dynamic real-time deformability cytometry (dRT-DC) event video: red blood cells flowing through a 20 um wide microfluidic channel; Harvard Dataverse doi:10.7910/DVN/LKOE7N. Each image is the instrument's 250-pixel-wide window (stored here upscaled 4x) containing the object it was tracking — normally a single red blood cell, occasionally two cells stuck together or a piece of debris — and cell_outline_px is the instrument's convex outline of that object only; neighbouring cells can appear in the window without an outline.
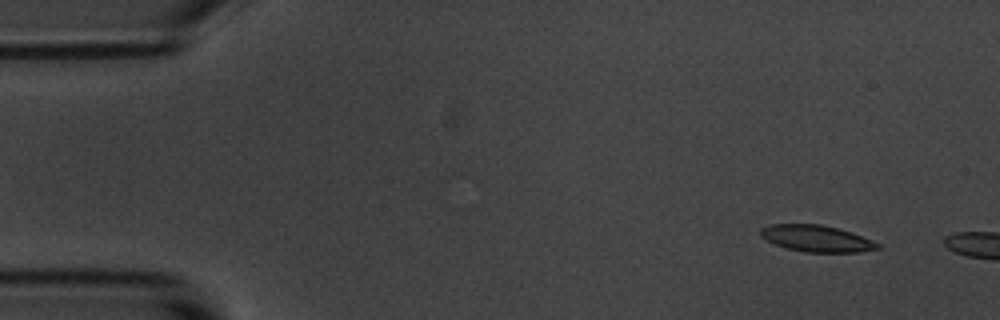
{"species": "common noctule bat (a hibernating species)", "species_latin": "Nyctalus noctula", "temperature_condition": "room temperature", "stored_images_in_passage": 3, "camera_frame_rate_fps": 3000, "um_per_image_px": 0.085, "animal": {"sex": "male", "body_mass_g": 20.1, "forearm_length_mm": 53.5}, "frame": {"image": 1, "passage_image": 1, "time_ms": 0.0, "image_size_px": [1000, 320], "cell_outline_px": [[880, 248], [860, 252], [804, 252], [788, 248], [776, 244], [760, 236], [760, 228], [768, 224], [820, 224], [852, 232], [872, 240], [880, 244]], "centroid_in_image_um": [69.41, 20.27], "position_along_channel_um": 15.6, "area_um2": 18.03}}